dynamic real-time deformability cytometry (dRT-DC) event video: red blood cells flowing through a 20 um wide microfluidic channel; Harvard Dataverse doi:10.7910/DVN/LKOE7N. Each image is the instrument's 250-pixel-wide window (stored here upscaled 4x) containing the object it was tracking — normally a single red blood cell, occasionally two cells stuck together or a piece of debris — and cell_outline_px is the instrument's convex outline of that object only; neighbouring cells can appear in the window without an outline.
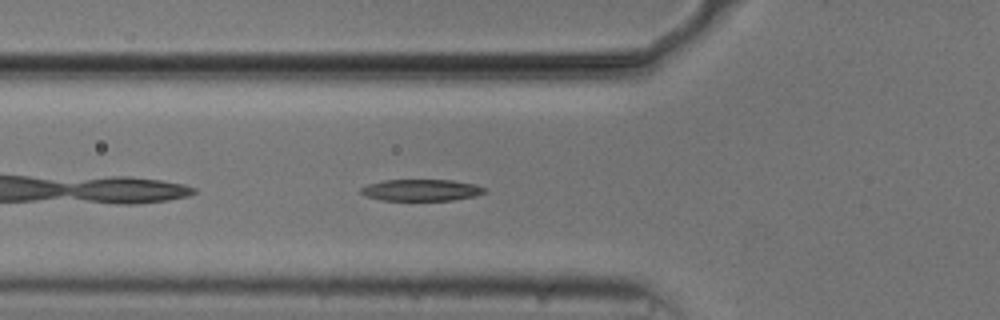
{"species": "common noctule bat (a hibernating species)", "species_latin": "Nyctalus noctula", "temperature_condition": "cold", "stored_images_in_passage": 40, "camera_frame_rate_fps": 3000, "um_per_image_px": 0.085, "animal": {"sex": "male", "body_mass_g": 20.5, "forearm_length_mm": 52.5}, "frame": {"image": 1, "passage_image": 4, "time_ms": 1.0, "image_size_px": [1000, 320], "cell_outline_px": [[484, 192], [476, 196], [452, 200], [380, 200], [364, 196], [360, 192], [360, 188], [368, 184], [384, 180], [452, 180], [476, 184], [484, 188]], "centroid_in_image_um": [35.77, 16.16], "position_along_channel_um": 90.0, "area_um2": 15.55}}
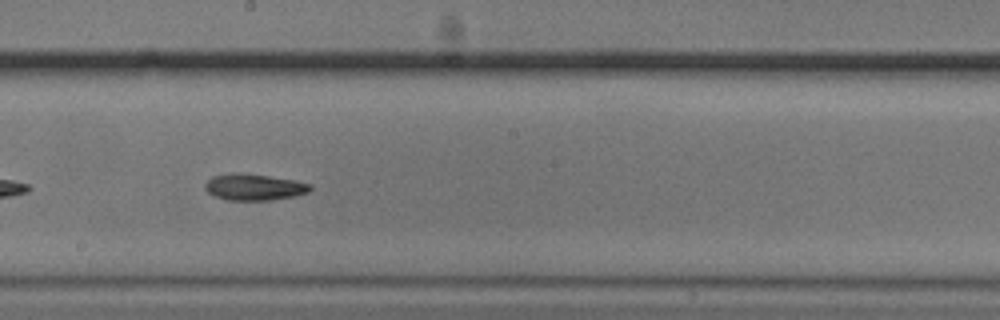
{"frame": {"image": 2, "passage_image": 15, "time_ms": 4.667, "image_size_px": [1000, 320], "cell_outline_px": [[312, 188], [308, 192], [296, 196], [272, 200], [228, 200], [216, 196], [208, 192], [204, 188], [204, 184], [212, 176], [236, 172], [240, 172], [296, 180], [312, 184]], "centroid_in_image_um": [21.62, 15.9], "position_along_channel_um": 226.6, "area_um2": 16.3}}
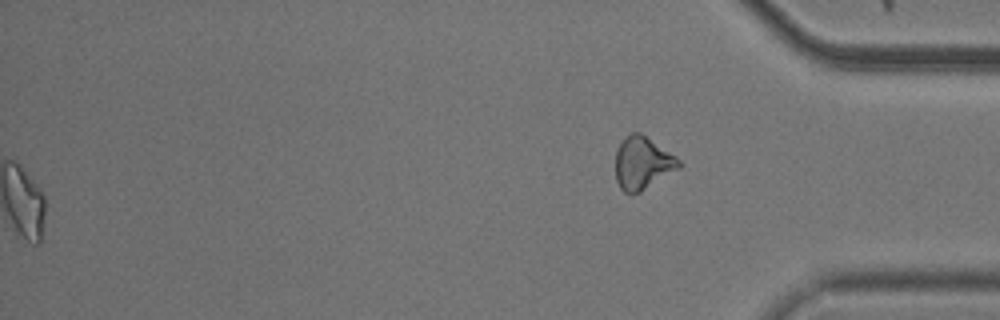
{"frame": {"image": 3, "passage_image": 40, "time_ms": 13.0, "image_size_px": [1000, 320], "cell_outline_px": [[680, 168], [640, 192], [624, 192], [620, 188], [616, 180], [616, 148], [632, 132], [640, 132], [676, 156], [680, 160]], "centroid_in_image_um": [54.62, 13.86], "position_along_channel_um": 380.6, "area_um2": 19.19}, "authors_computed_cell_mechanics": {"area_um2": 16.0395, "velocity_mm_per_s": 3.7024, "shape_relaxation_time_tau1_ms": 4.5611, "shape_relaxation_time_tau2_ms": 4.1287, "deformation_change_tau1": 0.1619, "deformation_change_tau2": 0.1107}}